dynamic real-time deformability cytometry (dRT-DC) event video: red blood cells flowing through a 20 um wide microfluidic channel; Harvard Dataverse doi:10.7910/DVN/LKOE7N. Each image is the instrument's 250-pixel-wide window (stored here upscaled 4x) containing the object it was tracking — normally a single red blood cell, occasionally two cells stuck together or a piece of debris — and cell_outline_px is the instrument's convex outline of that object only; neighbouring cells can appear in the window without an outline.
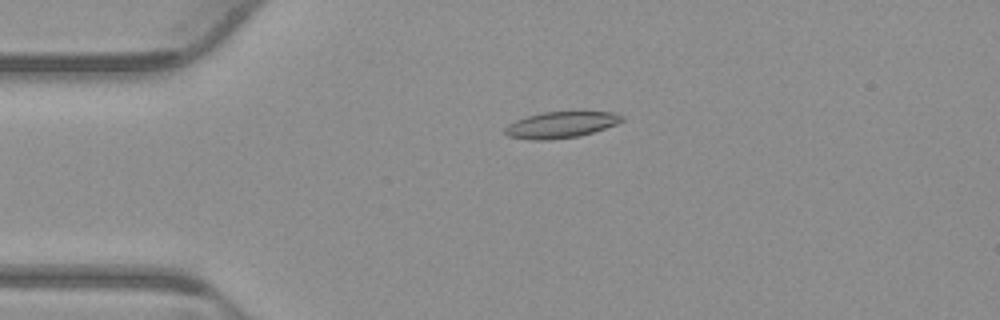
{"species": "common noctule bat (a hibernating species)", "species_latin": "Nyctalus noctula", "temperature_condition": "warm", "stored_images_in_passage": 54, "camera_frame_rate_fps": 3000, "um_per_image_px": 0.085, "animal": {"sex": "male", "body_mass_g": 23.1, "forearm_length_mm": 52.7}, "frame": {"image": 1, "passage_image": 13, "time_ms": 4.0, "image_size_px": [1000, 320], "cell_outline_px": [[624, 120], [616, 124], [580, 136], [548, 140], [532, 140], [508, 136], [504, 132], [504, 128], [508, 124], [516, 120], [528, 116], [544, 112], [612, 112], [624, 116]], "centroid_in_image_um": [47.66, 10.61], "position_along_channel_um": 37.3, "area_um2": 17.74}}
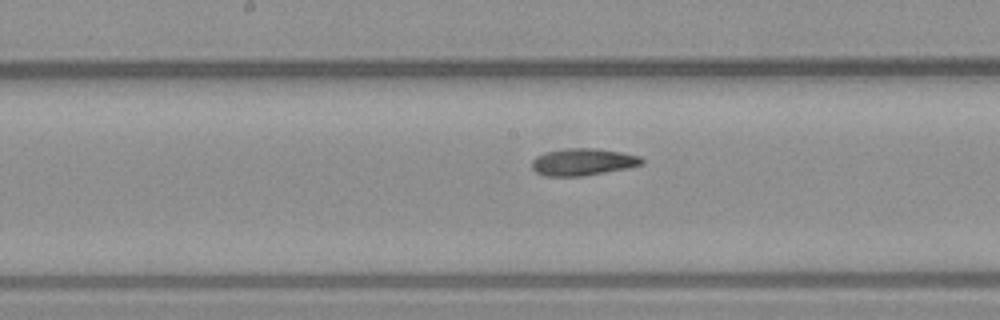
{"frame": {"image": 2, "passage_image": 28, "time_ms": 9.0, "image_size_px": [1000, 320], "cell_outline_px": [[644, 164], [628, 168], [584, 176], [544, 176], [536, 172], [532, 168], [532, 160], [536, 156], [544, 152], [564, 148], [596, 148], [620, 152], [640, 156], [644, 160]], "centroid_in_image_um": [49.54, 13.76], "position_along_channel_um": 198.7, "area_um2": 17.51}}
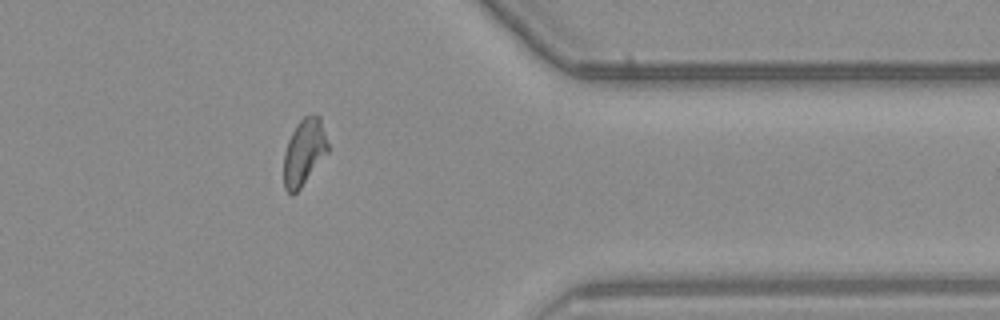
{"frame": {"image": 3, "passage_image": 44, "time_ms": 14.333, "image_size_px": [1000, 320], "cell_outline_px": [[328, 152], [300, 188], [292, 196], [284, 188], [284, 152], [288, 140], [296, 124], [304, 116], [316, 112], [320, 116], [328, 144]], "centroid_in_image_um": [25.84, 12.89], "position_along_channel_um": 385.6, "area_um2": 17.11}, "authors_computed_cell_mechanics": {"area_um2": 17.5134, "velocity_mm_per_s": 3.8448, "shape_relaxation_time_tau1_ms": 8.5025, "shape_relaxation_time_tau2_ms": 4.2314, "deformation_change_tau1": 0.2051, "deformation_change_tau2": 0.1149}}